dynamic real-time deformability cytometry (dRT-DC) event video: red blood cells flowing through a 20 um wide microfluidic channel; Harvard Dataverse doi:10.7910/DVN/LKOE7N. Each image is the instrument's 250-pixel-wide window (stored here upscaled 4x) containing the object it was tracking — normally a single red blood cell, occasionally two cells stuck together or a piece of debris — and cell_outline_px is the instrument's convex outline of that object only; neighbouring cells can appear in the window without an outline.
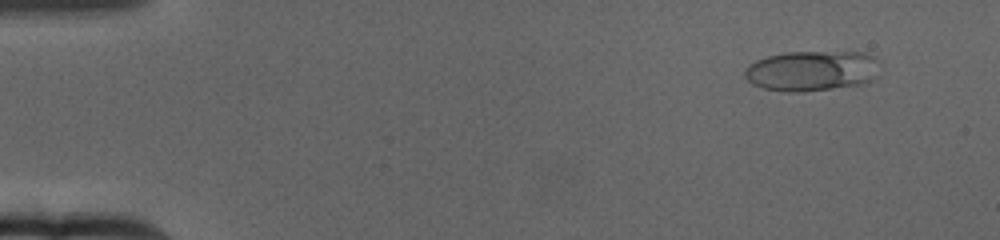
{"species": "human", "species_latin": "Homo sapiens", "temperature_condition": "cold", "stored_images_in_passage": 65, "camera_frame_rate_fps": 3000, "um_per_image_px": 0.085, "donor": {"sex": "female"}, "frame": {"image": 1, "passage_image": 6, "time_ms": 1.667, "image_size_px": [1000, 240], "cell_outline_px": [[880, 76], [868, 84], [800, 92], [788, 92], [764, 88], [752, 84], [744, 76], [744, 72], [748, 64], [756, 60], [768, 56], [784, 52], [868, 52], [876, 56]], "centroid_in_image_um": [69.08, 6.02], "position_along_channel_um": 15.9, "area_um2": 32.43}}
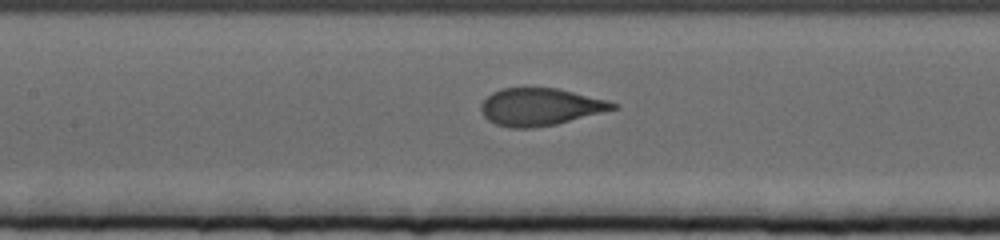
{"frame": {"image": 2, "passage_image": 31, "time_ms": 10.0, "image_size_px": [1000, 240], "cell_outline_px": [[620, 108], [556, 124], [532, 128], [508, 128], [496, 124], [488, 120], [484, 116], [480, 108], [480, 104], [492, 92], [500, 88], [556, 88], [608, 100], [620, 104]], "centroid_in_image_um": [45.93, 9.09], "position_along_channel_um": 161.5, "area_um2": 28.84}}
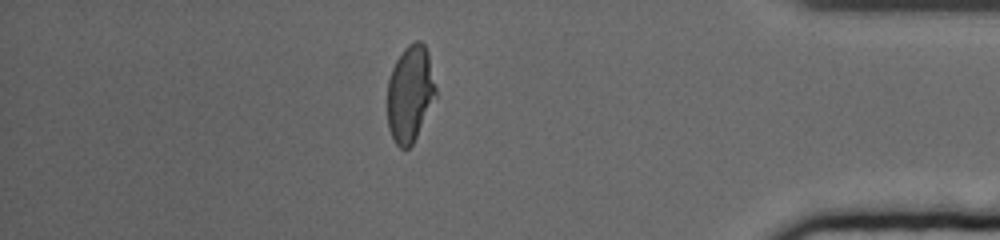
{"frame": {"image": 3, "passage_image": 57, "time_ms": 18.667, "image_size_px": [1000, 240], "cell_outline_px": [[436, 96], [412, 144], [408, 148], [400, 148], [396, 144], [388, 128], [388, 80], [392, 68], [396, 60], [404, 48], [408, 44], [416, 40], [420, 40], [424, 44], [428, 52], [436, 88]], "centroid_in_image_um": [34.85, 7.93], "position_along_channel_um": 400.3, "area_um2": 26.99}, "authors_computed_cell_mechanics": {"area_um2": 29.5936, "velocity_mm_per_s": 3.1358, "shape_relaxation_time_tau1_ms": 5.8652, "shape_relaxation_time_tau2_ms": null, "deformation_change_tau1": 0.1857, "deformation_change_tau2": null}}